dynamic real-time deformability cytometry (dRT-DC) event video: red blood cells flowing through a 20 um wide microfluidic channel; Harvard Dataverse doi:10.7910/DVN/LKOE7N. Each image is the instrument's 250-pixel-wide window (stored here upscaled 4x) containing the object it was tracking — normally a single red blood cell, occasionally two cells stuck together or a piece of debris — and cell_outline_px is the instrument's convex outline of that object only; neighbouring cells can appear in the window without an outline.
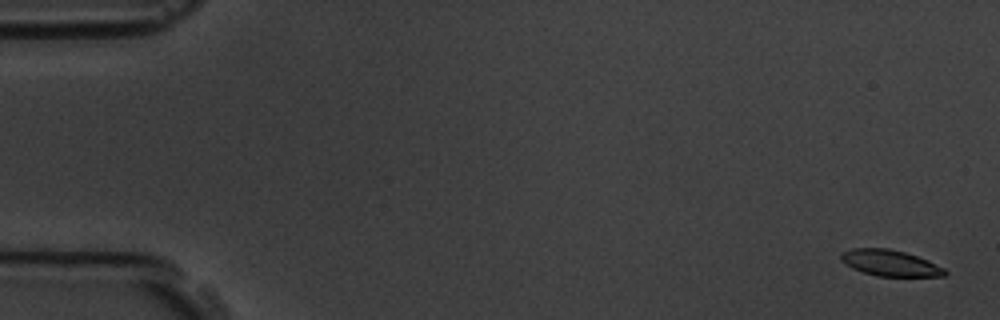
{"species": "common noctule bat (a hibernating species)", "species_latin": "Nyctalus noctula", "temperature_condition": "room temperature", "stored_images_in_passage": 6, "camera_frame_rate_fps": 3000, "um_per_image_px": 0.085, "animal": {"sex": "male", "body_mass_g": 19.5, "forearm_length_mm": 54.6}, "frame": {"image": 1, "passage_image": 1, "time_ms": 0.0, "image_size_px": [1000, 320], "cell_outline_px": [[948, 272], [944, 276], [876, 276], [852, 268], [840, 260], [840, 252], [852, 248], [888, 248], [904, 252], [928, 260], [944, 268]], "centroid_in_image_um": [75.63, 22.35], "position_along_channel_um": 9.4, "area_um2": 15.78}}